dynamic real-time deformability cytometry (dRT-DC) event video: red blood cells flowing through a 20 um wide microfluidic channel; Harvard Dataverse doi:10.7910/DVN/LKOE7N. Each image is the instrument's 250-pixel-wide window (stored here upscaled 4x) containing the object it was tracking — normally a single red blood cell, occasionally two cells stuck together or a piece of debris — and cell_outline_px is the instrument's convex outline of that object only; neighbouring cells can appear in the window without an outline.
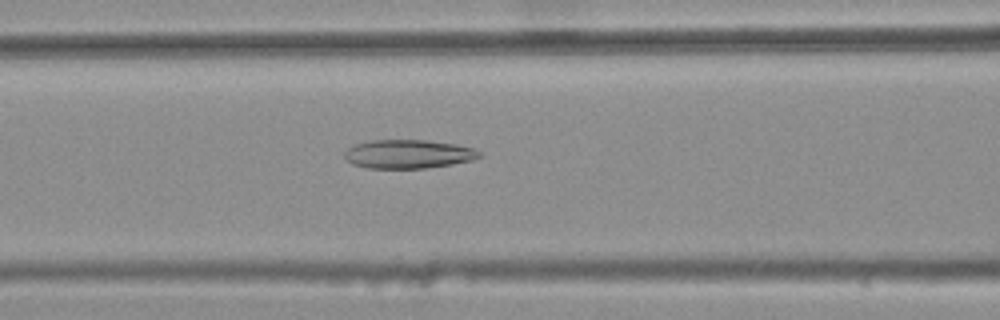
{"species": "common noctule bat (a hibernating species)", "species_latin": "Nyctalus noctula", "temperature_condition": "warm", "stored_images_in_passage": 47, "camera_frame_rate_fps": 3000, "um_per_image_px": 0.085, "animal": {"sex": "female", "body_mass_g": 25.1}, "frame": {"image": 1, "passage_image": 22, "time_ms": 7.0, "image_size_px": [1000, 320], "cell_outline_px": [[480, 156], [472, 160], [452, 164], [424, 168], [368, 168], [352, 164], [344, 156], [344, 152], [348, 148], [356, 144], [372, 140], [428, 140], [456, 144], [476, 148], [480, 152]], "centroid_in_image_um": [34.72, 13.09], "position_along_channel_um": 131.9, "area_um2": 22.54}}
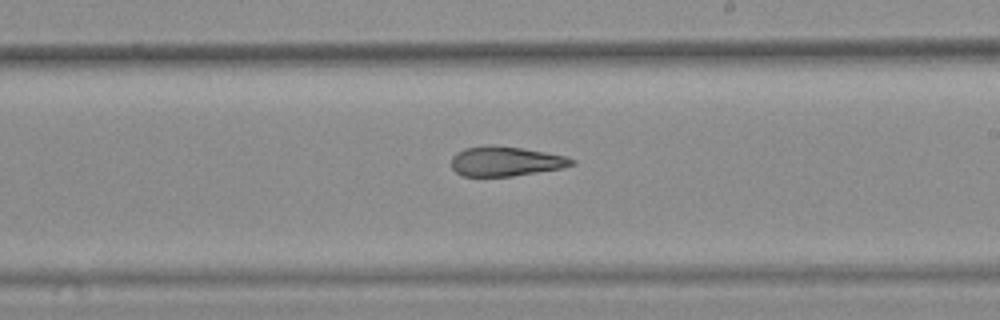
{"frame": {"image": 2, "passage_image": 31, "time_ms": 10.0, "image_size_px": [1000, 320], "cell_outline_px": [[576, 164], [560, 168], [512, 176], [464, 176], [456, 172], [452, 168], [452, 156], [456, 152], [464, 148], [520, 148], [544, 152], [564, 156], [576, 160]], "centroid_in_image_um": [42.99, 13.75], "position_along_channel_um": 246.0, "area_um2": 19.88}}
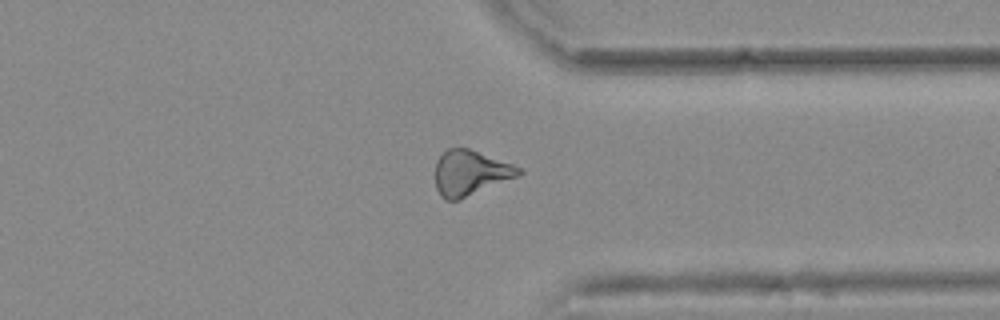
{"frame": {"image": 3, "passage_image": 41, "time_ms": 13.333, "image_size_px": [1000, 320], "cell_outline_px": [[524, 172], [520, 176], [460, 200], [448, 200], [440, 196], [436, 188], [436, 160], [448, 148], [468, 148], [512, 164], [520, 168]], "centroid_in_image_um": [39.99, 14.71], "position_along_channel_um": 371.4, "area_um2": 22.02}, "authors_computed_cell_mechanics": {"area_um2": 22.3686, "velocity_mm_per_s": 3.8151, "shape_relaxation_time_tau1_ms": null, "shape_relaxation_time_tau2_ms": 4.1957, "deformation_change_tau1": null, "deformation_change_tau2": 0.1492}}